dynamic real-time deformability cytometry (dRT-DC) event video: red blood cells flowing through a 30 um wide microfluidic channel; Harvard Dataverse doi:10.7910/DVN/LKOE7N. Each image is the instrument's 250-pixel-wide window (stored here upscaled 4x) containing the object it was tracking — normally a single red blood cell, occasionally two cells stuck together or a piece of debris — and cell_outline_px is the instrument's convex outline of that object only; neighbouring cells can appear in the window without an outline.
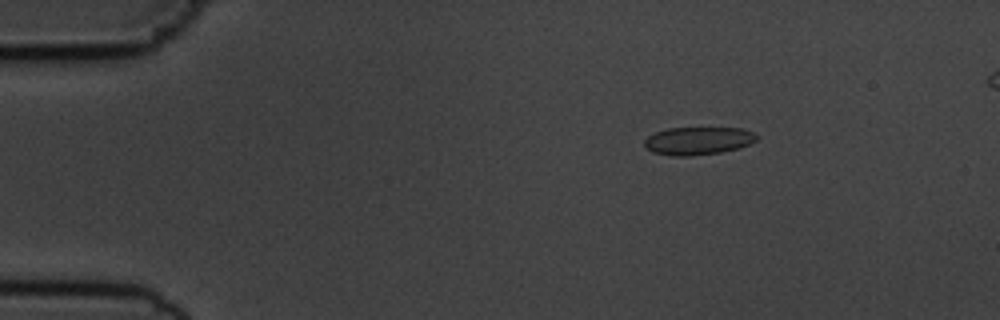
{"species": "common noctule bat (a hibernating species)", "species_latin": "Nyctalus noctula", "temperature_condition": "cold", "stored_images_in_passage": 7, "camera_frame_rate_fps": 3000, "um_per_image_px": 0.085, "animal": {"sex": "male", "body_mass_g": 19.5, "forearm_length_mm": 54.6}, "frame": {"image": 1, "passage_image": 3, "time_ms": 2.333, "image_size_px": [1000, 320], "cell_outline_px": [[760, 136], [756, 140], [740, 148], [720, 152], [688, 156], [672, 156], [652, 152], [644, 144], [644, 140], [648, 136], [656, 132], [668, 128], [740, 128], [752, 132]], "centroid_in_image_um": [59.34, 11.97], "position_along_channel_um": 25.7, "area_um2": 18.15}}
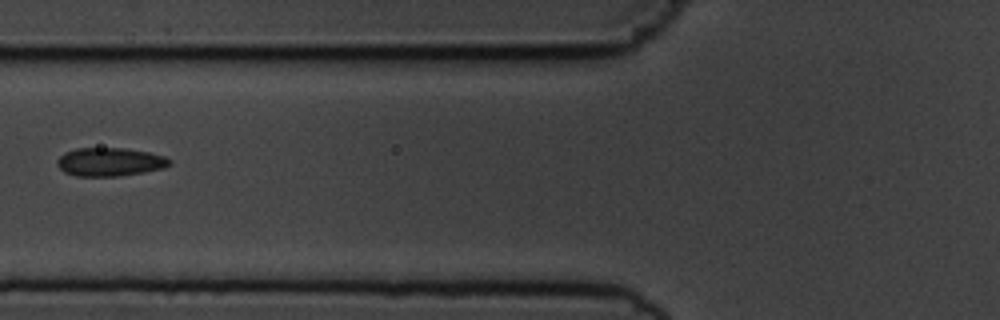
{"frame": {"image": 2, "passage_image": 7, "time_ms": 6.667, "image_size_px": [1000, 320], "cell_outline_px": [[172, 164], [164, 168], [120, 176], [76, 176], [64, 172], [56, 164], [56, 160], [64, 152], [76, 148], [124, 148], [148, 152], [164, 156], [172, 160]], "centroid_in_image_um": [9.33, 13.76], "position_along_channel_um": 116.5, "area_um2": 18.73}}